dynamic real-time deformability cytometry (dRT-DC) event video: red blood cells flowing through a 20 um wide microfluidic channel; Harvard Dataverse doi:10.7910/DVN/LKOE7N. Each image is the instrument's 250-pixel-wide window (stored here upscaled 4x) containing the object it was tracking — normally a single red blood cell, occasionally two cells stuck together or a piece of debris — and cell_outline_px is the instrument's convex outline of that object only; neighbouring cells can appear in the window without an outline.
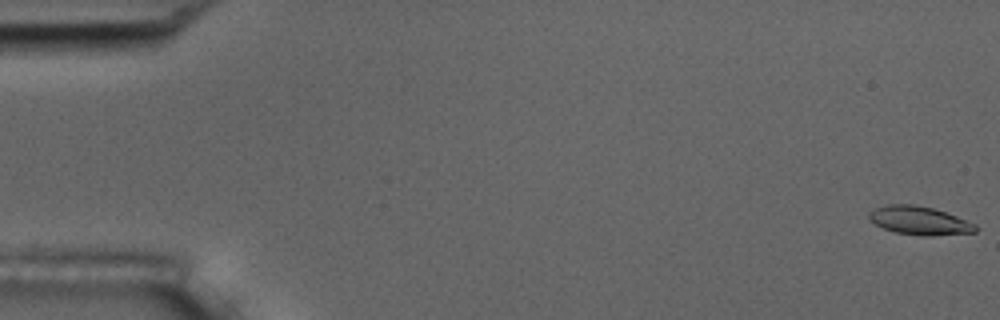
{"species": "common noctule bat (a hibernating species)", "species_latin": "Nyctalus noctula", "temperature_condition": "room temperature", "stored_images_in_passage": 56, "camera_frame_rate_fps": 3000, "um_per_image_px": 0.085, "animal": {"sex": "male", "body_mass_g": 17.5, "forearm_length_mm": 52.3}, "frame": {"image": 1, "passage_image": 1, "time_ms": 0.0, "image_size_px": [1000, 320], "cell_outline_px": [[980, 228], [976, 232], [932, 236], [920, 236], [896, 232], [884, 228], [868, 220], [868, 216], [876, 208], [888, 204], [912, 204], [932, 208], [956, 216], [976, 224]], "centroid_in_image_um": [78.19, 18.76], "position_along_channel_um": 6.8, "area_um2": 17.57}}
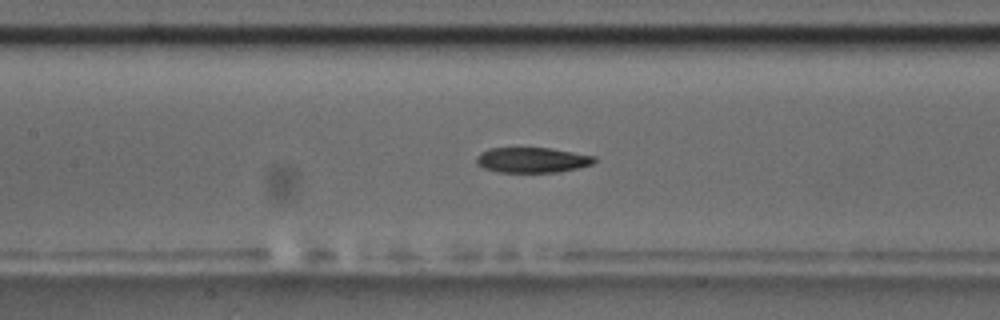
{"frame": {"image": 2, "passage_image": 26, "time_ms": 8.333, "image_size_px": [1000, 320], "cell_outline_px": [[596, 160], [592, 164], [560, 172], [500, 172], [484, 168], [476, 164], [476, 156], [480, 152], [488, 148], [552, 148], [596, 156]], "centroid_in_image_um": [45.22, 13.59], "position_along_channel_um": 162.2, "area_um2": 17.46}}
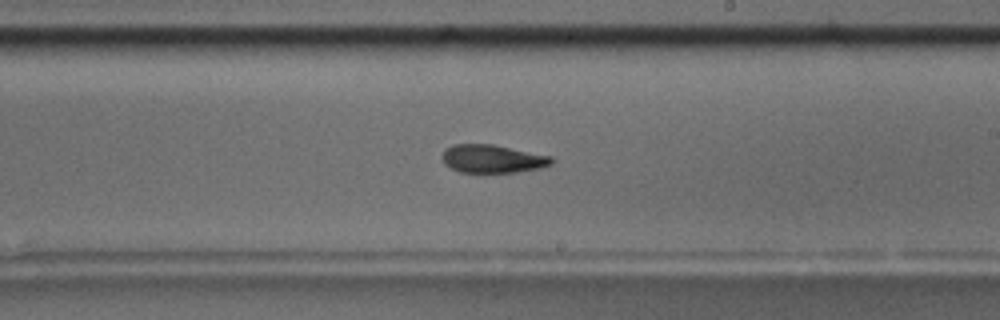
{"frame": {"image": 3, "passage_image": 33, "time_ms": 10.667, "image_size_px": [1000, 320], "cell_outline_px": [[552, 164], [540, 168], [516, 172], [460, 172], [444, 164], [440, 156], [444, 148], [452, 144], [492, 144], [552, 156]], "centroid_in_image_um": [41.81, 13.49], "position_along_channel_um": 247.2, "area_um2": 18.03}, "authors_computed_cell_mechanics": {"area_um2": 18.0336, "velocity_mm_per_s": 3.6652, "shape_relaxation_time_tau1_ms": 8.5943, "shape_relaxation_time_tau2_ms": 6.7995, "deformation_change_tau1": 0.2007, "deformation_change_tau2": 0.1548}}